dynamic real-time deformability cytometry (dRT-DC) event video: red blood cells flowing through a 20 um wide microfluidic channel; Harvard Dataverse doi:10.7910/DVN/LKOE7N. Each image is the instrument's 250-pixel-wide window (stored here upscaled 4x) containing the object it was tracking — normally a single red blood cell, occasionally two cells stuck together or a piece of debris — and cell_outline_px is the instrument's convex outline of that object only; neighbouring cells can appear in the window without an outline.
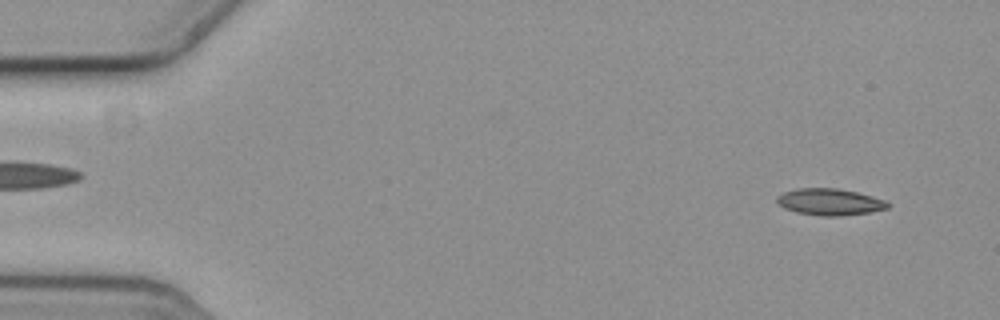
{"species": "common noctule bat (a hibernating species)", "species_latin": "Nyctalus noctula", "temperature_condition": "cold", "stored_images_in_passage": 57, "camera_frame_rate_fps": 3000, "um_per_image_px": 0.085, "animal": {"sex": "female", "body_mass_g": 19.3, "forearm_length_mm": 54.1}, "frame": {"image": 1, "passage_image": 4, "time_ms": 1.0, "image_size_px": [1000, 320], "cell_outline_px": [[888, 208], [868, 212], [840, 216], [820, 216], [796, 212], [784, 208], [776, 200], [776, 196], [784, 192], [796, 188], [836, 188], [856, 192], [872, 196], [884, 200], [888, 204]], "centroid_in_image_um": [70.48, 17.16], "position_along_channel_um": 14.5, "area_um2": 17.05}}
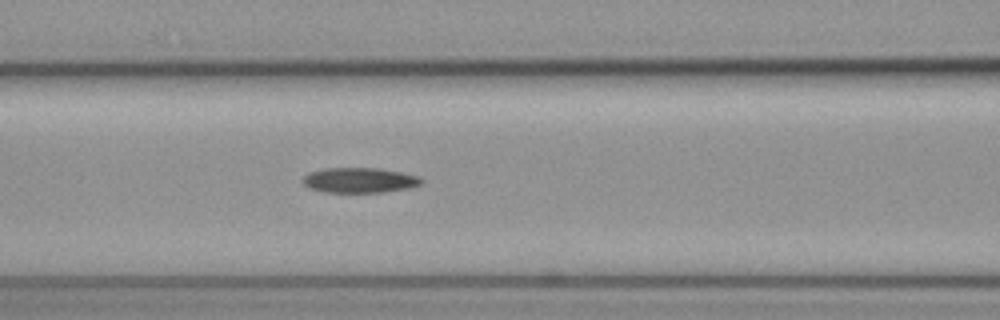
{"frame": {"image": 2, "passage_image": 24, "time_ms": 7.667, "image_size_px": [1000, 320], "cell_outline_px": [[424, 180], [420, 184], [408, 188], [384, 192], [324, 192], [308, 188], [304, 184], [304, 176], [312, 172], [324, 168], [380, 168], [420, 176]], "centroid_in_image_um": [30.59, 15.32], "position_along_channel_um": 136.0, "area_um2": 17.28}}
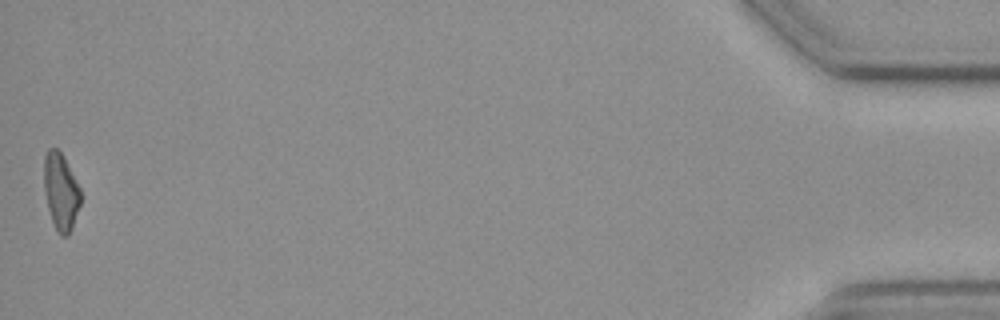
{"frame": {"image": 3, "passage_image": 57, "time_ms": 18.667, "image_size_px": [1000, 320], "cell_outline_px": [[80, 204], [72, 228], [68, 236], [60, 236], [52, 220], [48, 208], [44, 192], [44, 156], [48, 148], [56, 148], [64, 156], [80, 188]], "centroid_in_image_um": [5.16, 16.27], "position_along_channel_um": 430.0, "area_um2": 16.36}, "authors_computed_cell_mechanics": {"area_um2": 17.2822, "velocity_mm_per_s": 3.6039, "shape_relaxation_time_tau1_ms": 7.8732, "shape_relaxation_time_tau2_ms": null, "deformation_change_tau1": 0.1674, "deformation_change_tau2": null}}